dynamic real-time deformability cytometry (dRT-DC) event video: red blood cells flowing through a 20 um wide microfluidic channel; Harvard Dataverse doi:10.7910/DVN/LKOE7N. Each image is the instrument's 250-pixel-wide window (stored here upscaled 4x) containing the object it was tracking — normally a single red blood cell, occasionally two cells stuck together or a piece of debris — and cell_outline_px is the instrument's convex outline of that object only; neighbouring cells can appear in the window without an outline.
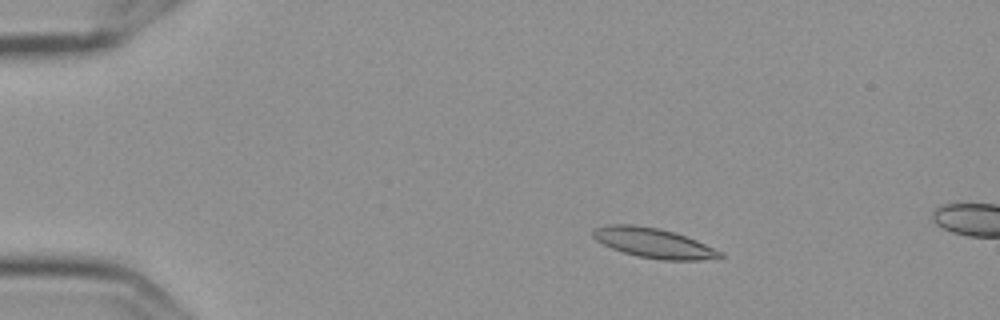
{"species": "Egyptian fruit bat (a non-hibernating species)", "species_latin": "Rousettus aegyptiacus", "temperature_condition": "cold", "stored_images_in_passage": 5, "camera_frame_rate_fps": 3000, "um_per_image_px": 0.085, "frame": {"image": 1, "passage_image": 2, "time_ms": 0.333, "image_size_px": [1000, 320], "cell_outline_px": [[724, 256], [700, 260], [660, 260], [636, 256], [612, 248], [596, 240], [592, 236], [592, 228], [608, 224], [632, 224], [660, 228], [676, 232], [696, 240], [724, 252]], "centroid_in_image_um": [55.54, 20.64], "position_along_channel_um": 29.5, "area_um2": 22.25}}